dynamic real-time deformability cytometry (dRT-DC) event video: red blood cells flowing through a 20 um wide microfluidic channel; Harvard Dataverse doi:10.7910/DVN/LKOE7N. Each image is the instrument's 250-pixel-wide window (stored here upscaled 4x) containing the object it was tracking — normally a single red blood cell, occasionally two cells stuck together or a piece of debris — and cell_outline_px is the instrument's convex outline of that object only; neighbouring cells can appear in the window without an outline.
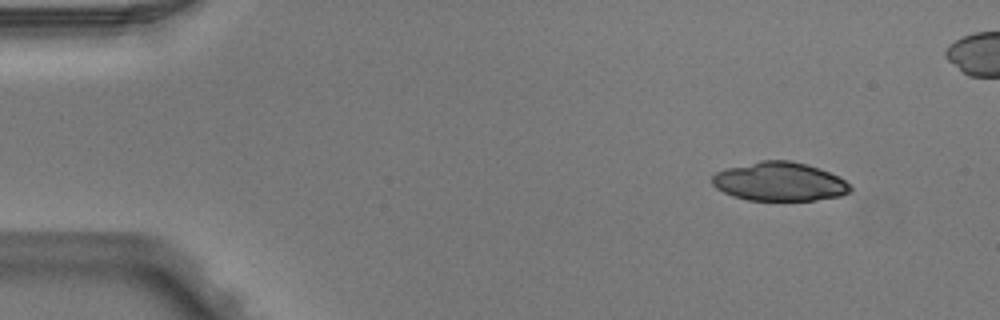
{"species": "Egyptian fruit bat (a non-hibernating species)", "species_latin": "Rousettus aegyptiacus", "temperature_condition": "warm", "stored_images_in_passage": 4, "camera_frame_rate_fps": 3000, "um_per_image_px": 0.085, "animal": {"sex": "male"}, "frame": {"image": 1, "passage_image": 1, "time_ms": 0.0, "image_size_px": [1000, 320], "cell_outline_px": [[852, 192], [840, 196], [812, 200], [748, 200], [732, 196], [716, 188], [712, 184], [712, 176], [716, 172], [728, 168], [760, 160], [792, 160], [808, 164], [820, 168], [840, 176], [852, 188]], "centroid_in_image_um": [66.28, 15.43], "position_along_channel_um": 18.7, "area_um2": 31.39}}